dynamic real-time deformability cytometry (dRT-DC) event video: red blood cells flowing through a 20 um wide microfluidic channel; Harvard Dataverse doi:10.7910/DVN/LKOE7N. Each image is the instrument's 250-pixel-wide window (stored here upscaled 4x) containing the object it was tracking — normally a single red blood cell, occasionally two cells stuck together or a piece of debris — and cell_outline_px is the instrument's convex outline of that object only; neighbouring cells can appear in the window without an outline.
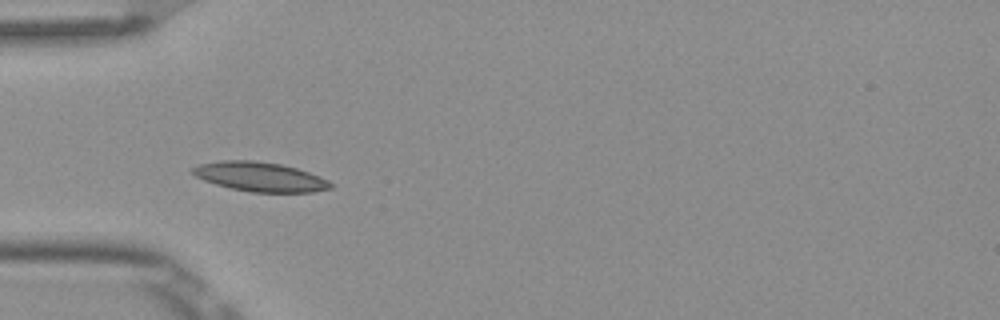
{"species": "Egyptian fruit bat (a non-hibernating species)", "species_latin": "Rousettus aegyptiacus", "temperature_condition": "room temperature", "stored_images_in_passage": 6, "camera_frame_rate_fps": 3000, "um_per_image_px": 0.085, "frame": {"image": 1, "passage_image": 5, "time_ms": 1.333, "image_size_px": [1000, 320], "cell_outline_px": [[332, 188], [312, 192], [252, 192], [232, 188], [216, 184], [204, 180], [196, 176], [192, 172], [192, 168], [200, 164], [220, 160], [252, 160], [280, 164], [296, 168], [320, 176], [328, 180], [332, 184]], "centroid_in_image_um": [22.11, 15.02], "position_along_channel_um": 62.9, "area_um2": 23.41}}
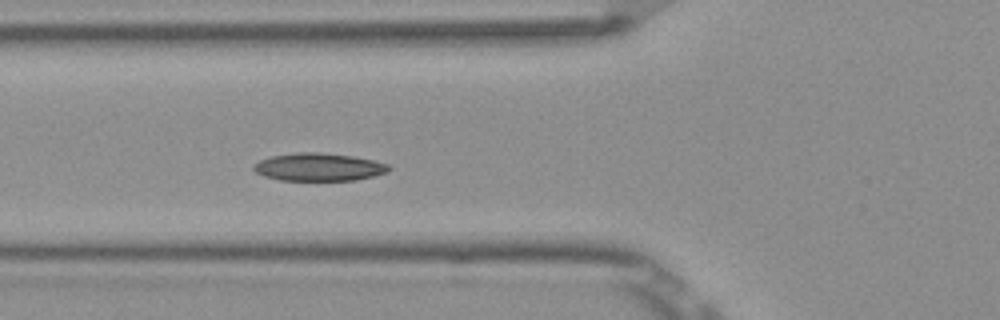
{"frame": {"image": 2, "passage_image": 6, "time_ms": 1.667, "image_size_px": [1000, 320], "cell_outline_px": [[392, 168], [388, 172], [356, 180], [280, 180], [264, 176], [256, 172], [252, 168], [252, 164], [260, 160], [272, 156], [300, 152], [320, 152], [352, 156], [372, 160], [388, 164]], "centroid_in_image_um": [27.09, 14.2], "position_along_channel_um": 98.7, "area_um2": 21.85}}